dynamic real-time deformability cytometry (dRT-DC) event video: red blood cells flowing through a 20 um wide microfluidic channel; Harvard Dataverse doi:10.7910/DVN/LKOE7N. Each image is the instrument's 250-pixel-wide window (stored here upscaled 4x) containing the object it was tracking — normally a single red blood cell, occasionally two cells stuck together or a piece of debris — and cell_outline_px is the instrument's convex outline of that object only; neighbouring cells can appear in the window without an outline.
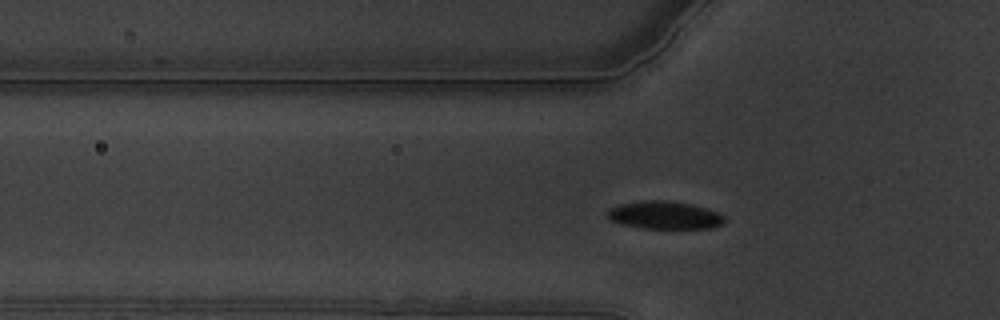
{"species": "common noctule bat (a hibernating species)", "species_latin": "Nyctalus noctula", "temperature_condition": "warm", "stored_images_in_passage": 58, "camera_frame_rate_fps": 3000, "um_per_image_px": 0.085, "animal": {"sex": "male", "body_mass_g": 19.5, "forearm_length_mm": 54.6}, "frame": {"image": 1, "passage_image": 16, "time_ms": 5.0, "image_size_px": [1000, 320], "cell_outline_px": [[724, 224], [712, 228], [640, 228], [620, 224], [612, 220], [608, 216], [608, 208], [620, 204], [644, 200], [668, 200], [692, 204], [708, 208], [724, 216]], "centroid_in_image_um": [56.5, 18.28], "position_along_channel_um": 69.3, "area_um2": 19.07}}
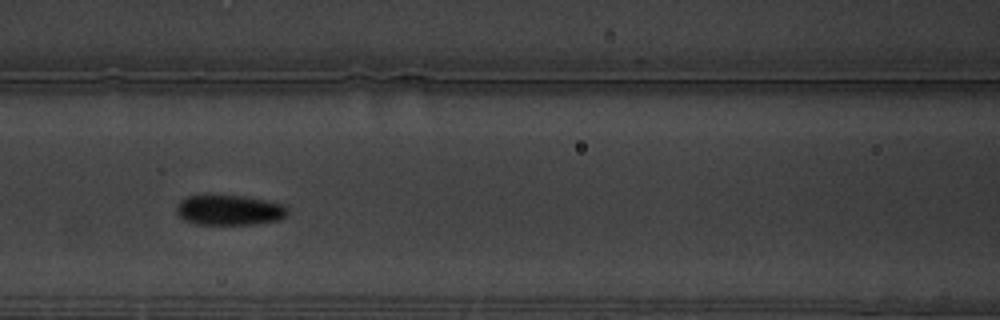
{"frame": {"image": 2, "passage_image": 23, "time_ms": 7.333, "image_size_px": [1000, 320], "cell_outline_px": [[288, 212], [280, 220], [260, 224], [196, 224], [184, 220], [176, 212], [176, 208], [180, 200], [188, 196], [208, 192], [216, 192], [244, 196], [264, 200], [280, 204]], "centroid_in_image_um": [19.41, 17.81], "position_along_channel_um": 147.2, "area_um2": 20.17}}
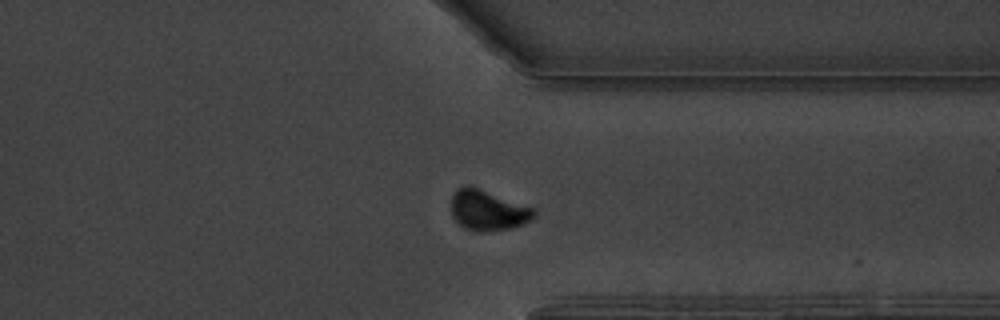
{"frame": {"image": 3, "passage_image": 43, "time_ms": 14.0, "image_size_px": [1000, 320], "cell_outline_px": [[536, 216], [512, 228], [484, 232], [480, 232], [464, 228], [452, 216], [452, 192], [456, 188], [464, 184], [468, 184], [480, 188], [532, 208], [536, 212]], "centroid_in_image_um": [41.41, 17.85], "position_along_channel_um": 370.0, "area_um2": 19.42}, "authors_computed_cell_mechanics": {"area_um2": 19.074, "velocity_mm_per_s": 3.3541, "shape_relaxation_time_tau1_ms": 2.7104, "shape_relaxation_time_tau2_ms": null, "deformation_change_tau1": 0.1341, "deformation_change_tau2": null}}